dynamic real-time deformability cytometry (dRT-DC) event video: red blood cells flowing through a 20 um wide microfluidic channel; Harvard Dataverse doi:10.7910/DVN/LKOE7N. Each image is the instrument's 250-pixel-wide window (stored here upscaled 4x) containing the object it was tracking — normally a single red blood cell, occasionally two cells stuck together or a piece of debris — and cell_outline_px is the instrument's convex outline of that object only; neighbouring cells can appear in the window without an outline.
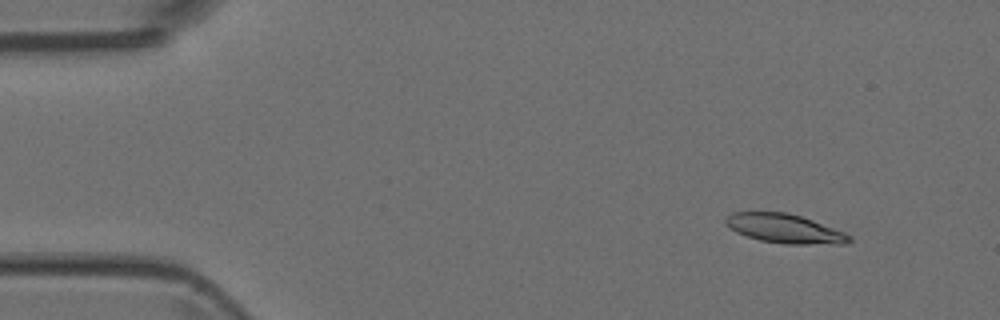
{"species": "Egyptian fruit bat (a non-hibernating species)", "species_latin": "Rousettus aegyptiacus", "temperature_condition": "room temperature", "stored_images_in_passage": 47, "camera_frame_rate_fps": 3000, "um_per_image_px": 0.085, "animal": {"sex": "female"}, "frame": {"image": 1, "passage_image": 1, "time_ms": 0.0, "image_size_px": [1000, 320], "cell_outline_px": [[852, 240], [848, 244], [784, 244], [760, 240], [736, 232], [724, 224], [724, 216], [732, 212], [788, 212], [812, 220], [844, 232], [852, 236]], "centroid_in_image_um": [66.68, 19.43], "position_along_channel_um": 18.3, "area_um2": 21.1}}
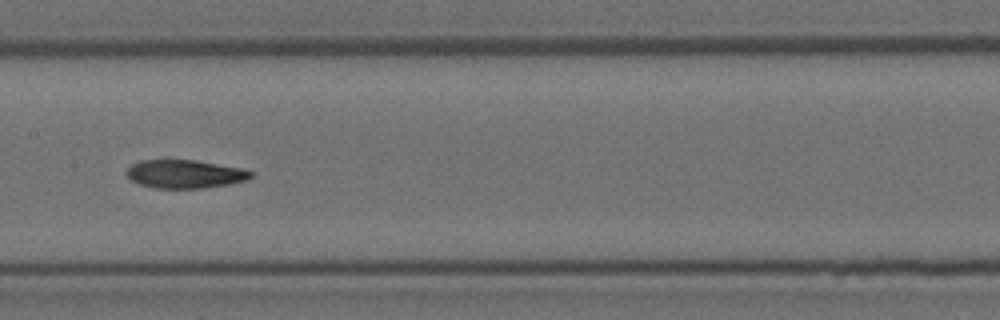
{"frame": {"image": 2, "passage_image": 21, "time_ms": 6.667, "image_size_px": [1000, 320], "cell_outline_px": [[252, 176], [248, 180], [228, 184], [204, 188], [156, 188], [140, 184], [132, 180], [124, 172], [132, 164], [140, 160], [196, 160], [240, 168], [252, 172]], "centroid_in_image_um": [15.7, 14.79], "position_along_channel_um": 191.7, "area_um2": 20.4}}
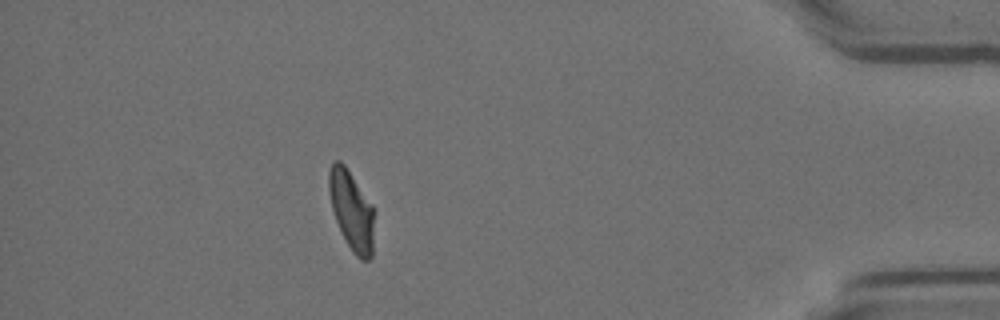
{"frame": {"image": 3, "passage_image": 41, "time_ms": 13.333, "image_size_px": [1000, 320], "cell_outline_px": [[372, 256], [368, 260], [360, 260], [352, 252], [336, 220], [332, 208], [328, 188], [328, 172], [332, 164], [336, 160], [340, 160], [344, 164], [372, 204]], "centroid_in_image_um": [29.85, 17.87], "position_along_channel_um": 405.3, "area_um2": 20.4}}